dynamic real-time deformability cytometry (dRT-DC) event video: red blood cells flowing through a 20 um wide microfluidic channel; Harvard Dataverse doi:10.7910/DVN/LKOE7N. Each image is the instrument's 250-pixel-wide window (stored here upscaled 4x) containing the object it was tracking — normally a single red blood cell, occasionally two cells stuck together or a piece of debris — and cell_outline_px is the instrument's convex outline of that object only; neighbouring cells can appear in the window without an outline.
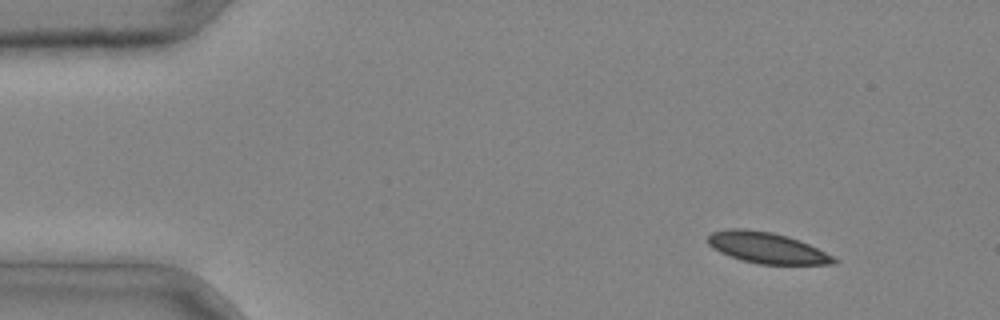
{"species": "common noctule bat (a hibernating species)", "species_latin": "Nyctalus noctula", "temperature_condition": "cold", "stored_images_in_passage": 2, "camera_frame_rate_fps": 3000, "um_per_image_px": 0.085, "animal": {"sex": "male", "body_mass_g": 20.4}, "frame": {"image": 1, "passage_image": 1, "time_ms": 0.0, "image_size_px": [1000, 320], "cell_outline_px": [[840, 260], [836, 264], [760, 264], [744, 260], [720, 252], [712, 248], [708, 244], [708, 236], [712, 232], [728, 228], [744, 228], [772, 232], [788, 236], [800, 240]], "centroid_in_image_um": [65.18, 21.05], "position_along_channel_um": 19.8, "area_um2": 22.6}}